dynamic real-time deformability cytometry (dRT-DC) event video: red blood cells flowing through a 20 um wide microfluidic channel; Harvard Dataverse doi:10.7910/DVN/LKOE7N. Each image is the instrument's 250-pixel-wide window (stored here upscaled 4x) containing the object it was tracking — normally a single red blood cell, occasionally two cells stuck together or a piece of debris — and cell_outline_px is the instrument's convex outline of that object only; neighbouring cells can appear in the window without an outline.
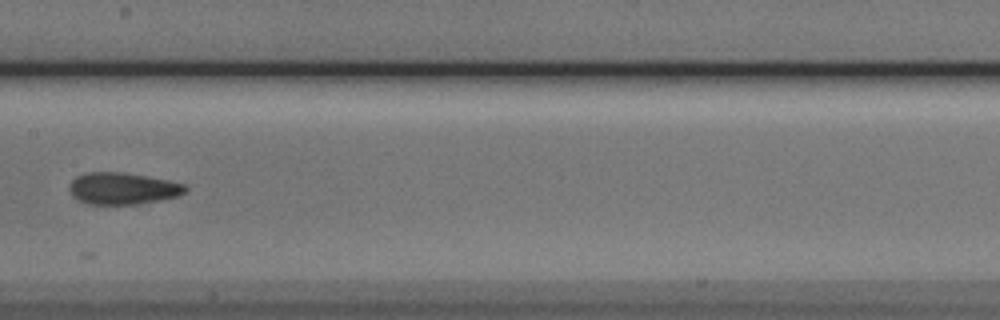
{"species": "Egyptian fruit bat (a non-hibernating species)", "species_latin": "Rousettus aegyptiacus", "temperature_condition": "cold", "stored_images_in_passage": 12, "camera_frame_rate_fps": 3000, "um_per_image_px": 0.085, "animal": {"sex": "male"}, "frame": {"image": 1, "passage_image": 5, "time_ms": 4.667, "image_size_px": [1000, 320], "cell_outline_px": [[188, 188], [184, 192], [176, 196], [160, 200], [136, 204], [88, 204], [72, 196], [68, 188], [72, 180], [76, 176], [88, 172], [124, 172], [168, 180], [184, 184]], "centroid_in_image_um": [10.4, 16.01], "position_along_channel_um": 197.0, "area_um2": 21.39}}
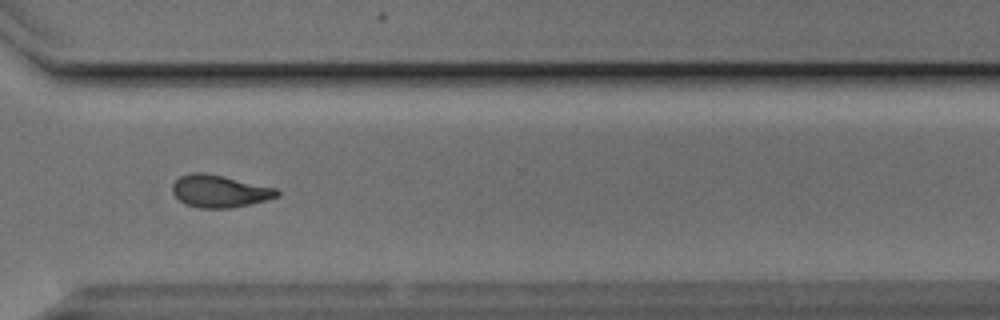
{"frame": {"image": 2, "passage_image": 10, "time_ms": 11.0, "image_size_px": [1000, 320], "cell_outline_px": [[280, 196], [268, 200], [232, 208], [200, 208], [184, 204], [172, 192], [172, 184], [180, 176], [192, 172], [204, 172], [224, 176], [280, 188]], "centroid_in_image_um": [18.72, 16.24], "position_along_channel_um": 351.9, "area_um2": 20.11}}
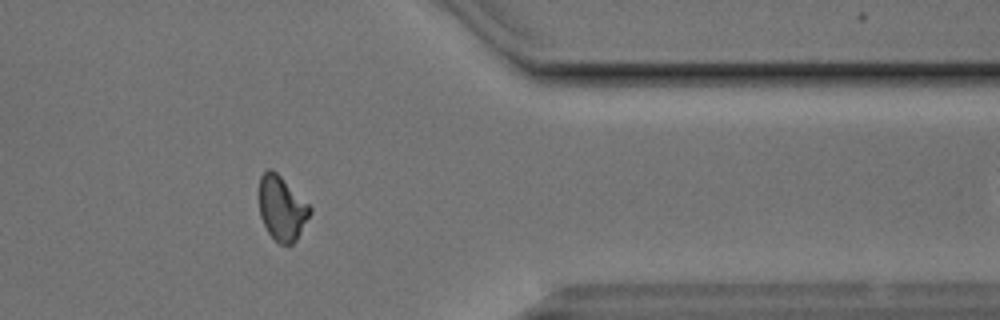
{"frame": {"image": 3, "passage_image": 11, "time_ms": 12.333, "image_size_px": [1000, 320], "cell_outline_px": [[312, 212], [296, 240], [292, 244], [280, 244], [268, 232], [260, 216], [260, 176], [268, 168], [272, 168], [312, 208]], "centroid_in_image_um": [23.96, 17.7], "position_along_channel_um": 387.4, "area_um2": 18.73}}